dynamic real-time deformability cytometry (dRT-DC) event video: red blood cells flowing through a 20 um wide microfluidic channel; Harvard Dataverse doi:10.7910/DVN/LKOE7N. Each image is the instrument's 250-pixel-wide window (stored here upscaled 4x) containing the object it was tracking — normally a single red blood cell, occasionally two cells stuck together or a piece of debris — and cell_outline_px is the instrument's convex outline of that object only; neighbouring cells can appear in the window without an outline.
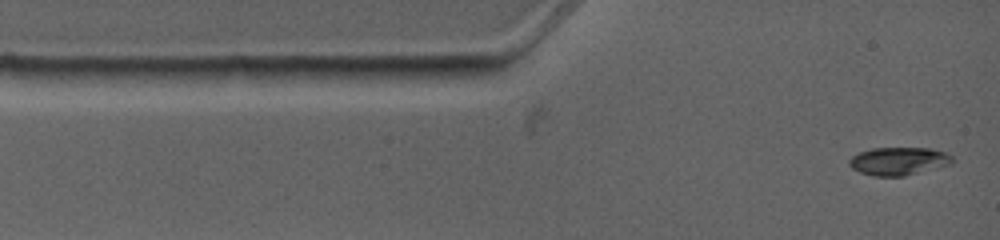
{"species": "common noctule bat (a hibernating species)", "species_latin": "Nyctalus noctula", "temperature_condition": "warm", "stored_images_in_passage": 3, "camera_frame_rate_fps": 4500, "um_per_image_px": 0.085, "animal": {"sex": "female", "body_mass_g": 19.0, "forearm_length_mm": 53.3}, "frame": {"image": 1, "passage_image": 1, "time_ms": 0.0, "image_size_px": [1000, 240], "cell_outline_px": [[952, 164], [904, 176], [872, 176], [860, 172], [852, 168], [848, 164], [848, 160], [852, 156], [860, 152], [872, 148], [932, 148], [944, 152], [952, 156]], "centroid_in_image_um": [76.37, 13.7], "position_along_channel_um": 8.6, "area_um2": 16.82}}
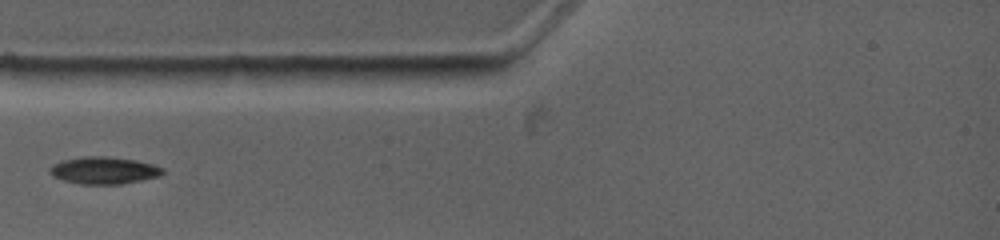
{"frame": {"image": 2, "passage_image": 3, "time_ms": 2.667, "image_size_px": [1000, 240], "cell_outline_px": [[164, 172], [160, 176], [120, 184], [80, 184], [64, 180], [52, 176], [52, 164], [64, 160], [84, 156], [108, 156], [136, 160], [152, 164], [164, 168]], "centroid_in_image_um": [8.87, 14.48], "position_along_channel_um": 76.1, "area_um2": 17.69}}